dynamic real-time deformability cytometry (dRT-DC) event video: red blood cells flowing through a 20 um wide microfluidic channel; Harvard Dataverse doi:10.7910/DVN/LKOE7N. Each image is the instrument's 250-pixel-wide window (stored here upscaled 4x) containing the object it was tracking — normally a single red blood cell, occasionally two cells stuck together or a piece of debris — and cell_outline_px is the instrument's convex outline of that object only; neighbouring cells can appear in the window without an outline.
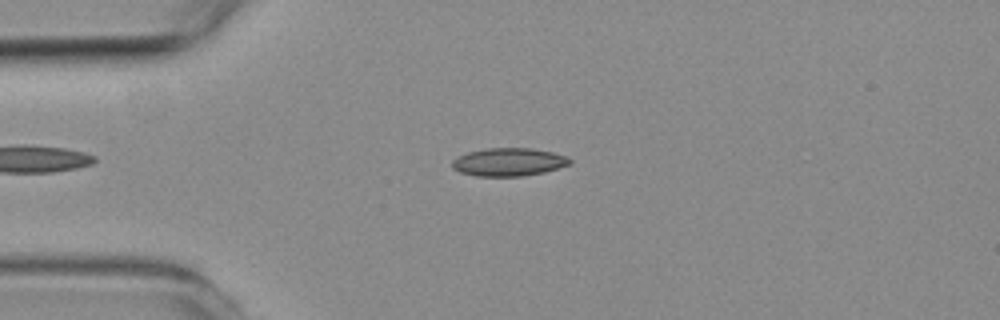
{"species": "common noctule bat (a hibernating species)", "species_latin": "Nyctalus noctula", "temperature_condition": "room temperature", "stored_images_in_passage": 10, "camera_frame_rate_fps": 3000, "um_per_image_px": 0.085, "animal": {"sex": "female", "body_mass_g": 19.3, "forearm_length_mm": 54.1}, "frame": {"image": 1, "passage_image": 1, "time_ms": 0.0, "image_size_px": [1000, 320], "cell_outline_px": [[572, 164], [544, 172], [524, 176], [476, 176], [460, 172], [452, 168], [452, 160], [468, 152], [488, 148], [532, 148], [552, 152], [568, 156], [572, 160]], "centroid_in_image_um": [43.28, 13.77], "position_along_channel_um": 41.7, "area_um2": 19.31}}
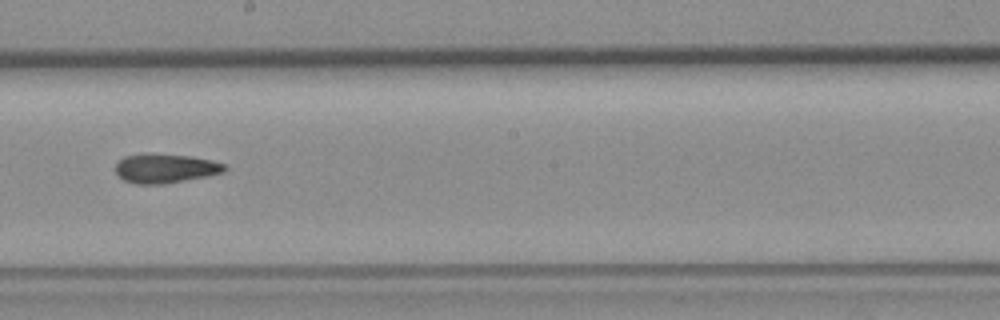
{"frame": {"image": 2, "passage_image": 6, "time_ms": 5.667, "image_size_px": [1000, 320], "cell_outline_px": [[228, 168], [224, 172], [208, 176], [164, 184], [136, 184], [124, 180], [116, 172], [116, 164], [124, 156], [148, 152], [192, 156], [212, 160], [228, 164]], "centroid_in_image_um": [14.1, 14.29], "position_along_channel_um": 234.1, "area_um2": 18.96}}
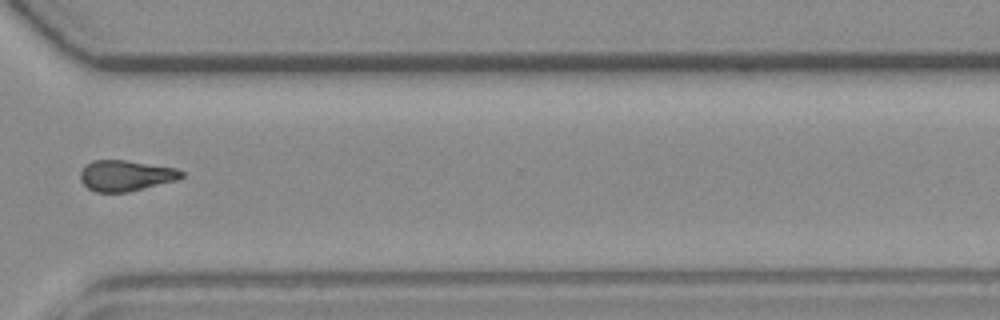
{"frame": {"image": 3, "passage_image": 9, "time_ms": 9.0, "image_size_px": [1000, 320], "cell_outline_px": [[184, 176], [176, 180], [128, 192], [96, 192], [88, 188], [80, 180], [80, 172], [92, 160], [124, 160], [176, 168], [184, 172]], "centroid_in_image_um": [10.69, 14.93], "position_along_channel_um": 359.9, "area_um2": 17.98}}